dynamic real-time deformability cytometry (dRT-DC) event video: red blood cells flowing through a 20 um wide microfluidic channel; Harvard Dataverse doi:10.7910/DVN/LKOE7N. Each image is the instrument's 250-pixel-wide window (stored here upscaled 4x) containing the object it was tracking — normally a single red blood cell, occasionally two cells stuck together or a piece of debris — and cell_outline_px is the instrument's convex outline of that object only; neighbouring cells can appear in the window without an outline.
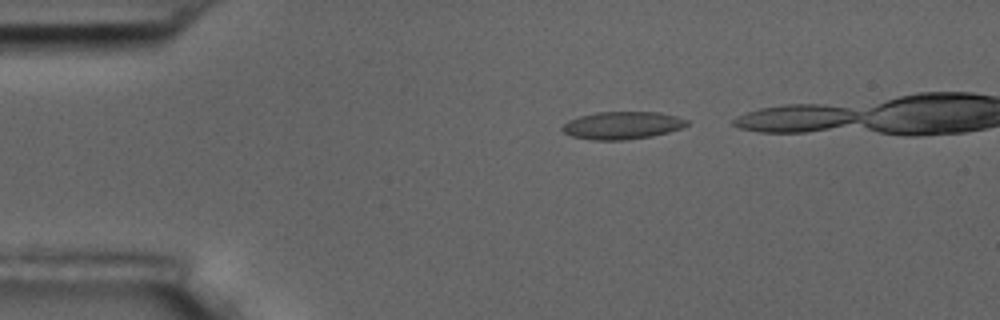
{"species": "common noctule bat (a hibernating species)", "species_latin": "Nyctalus noctula", "temperature_condition": "room temperature", "stored_images_in_passage": 5, "camera_frame_rate_fps": 3000, "um_per_image_px": 0.085, "animal": {"sex": "male", "body_mass_g": 17.5, "forearm_length_mm": 52.3}, "frame": {"image": 1, "passage_image": 1, "time_ms": 0.0, "image_size_px": [1000, 320], "cell_outline_px": [[688, 124], [680, 128], [668, 132], [652, 136], [624, 140], [592, 140], [572, 136], [564, 132], [560, 128], [568, 120], [580, 116], [596, 112], [660, 112], [676, 116], [688, 120]], "centroid_in_image_um": [52.87, 10.65], "position_along_channel_um": 32.1, "area_um2": 20.0}}